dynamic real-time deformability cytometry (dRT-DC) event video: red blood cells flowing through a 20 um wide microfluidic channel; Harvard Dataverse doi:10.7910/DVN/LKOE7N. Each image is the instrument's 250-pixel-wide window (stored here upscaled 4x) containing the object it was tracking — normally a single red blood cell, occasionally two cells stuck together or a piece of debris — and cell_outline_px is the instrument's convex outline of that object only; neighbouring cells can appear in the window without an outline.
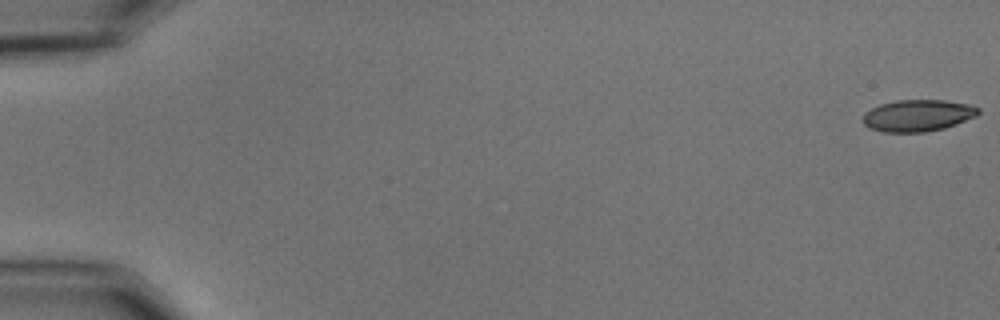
{"species": "common noctule bat (a hibernating species)", "species_latin": "Nyctalus noctula", "temperature_condition": "cold", "stored_images_in_passage": 8, "camera_frame_rate_fps": 3000, "um_per_image_px": 0.085, "animal": {"sex": "male", "body_mass_g": 15.6}, "frame": {"image": 1, "passage_image": 1, "time_ms": 0.0, "image_size_px": [1000, 320], "cell_outline_px": [[980, 112], [976, 116], [956, 124], [944, 128], [924, 132], [884, 132], [868, 128], [864, 124], [864, 112], [880, 104], [896, 100], [944, 100], [968, 104], [980, 108]], "centroid_in_image_um": [78.01, 9.82], "position_along_channel_um": 7.0, "area_um2": 21.33}}